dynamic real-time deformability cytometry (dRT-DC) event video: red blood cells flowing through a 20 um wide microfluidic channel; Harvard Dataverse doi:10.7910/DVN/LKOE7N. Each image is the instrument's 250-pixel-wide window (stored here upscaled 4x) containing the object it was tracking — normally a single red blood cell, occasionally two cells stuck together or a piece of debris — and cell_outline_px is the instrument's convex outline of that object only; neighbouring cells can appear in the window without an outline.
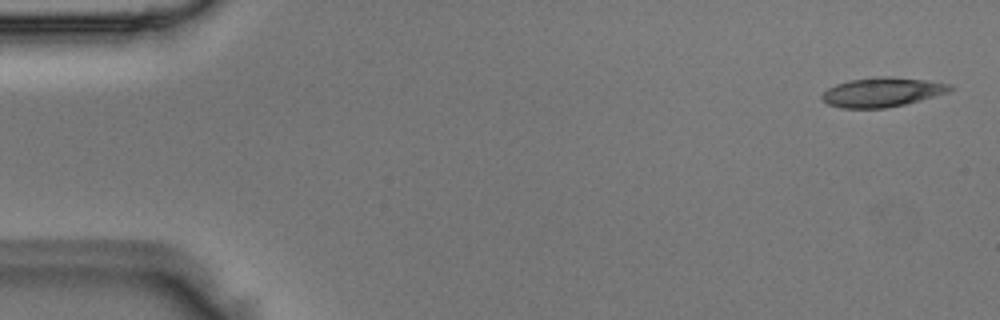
{"species": "Egyptian fruit bat (a non-hibernating species)", "species_latin": "Rousettus aegyptiacus", "temperature_condition": "room temperature", "stored_images_in_passage": 4, "camera_frame_rate_fps": 3000, "um_per_image_px": 0.085, "animal": {"sex": "male"}, "frame": {"image": 1, "passage_image": 1, "time_ms": 0.0, "image_size_px": [1000, 320], "cell_outline_px": [[956, 88], [948, 92], [920, 100], [904, 104], [884, 108], [840, 108], [828, 104], [820, 96], [828, 88], [836, 84], [848, 80], [876, 76], [892, 76], [928, 80], [952, 84]], "centroid_in_image_um": [75.01, 7.81], "position_along_channel_um": 10.0, "area_um2": 22.08}}
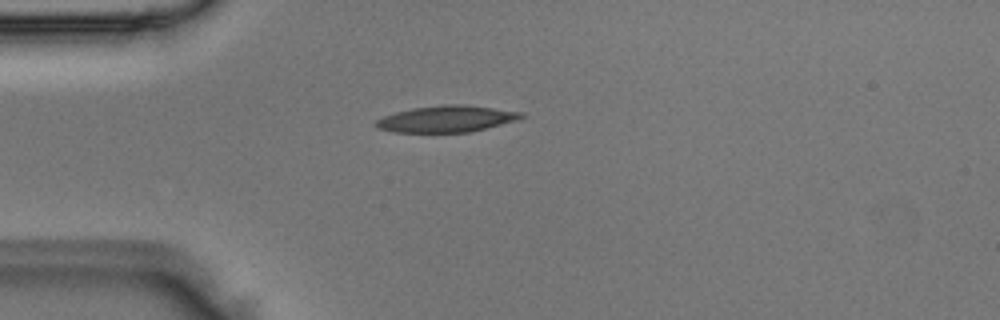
{"frame": {"image": 2, "passage_image": 3, "time_ms": 0.667, "image_size_px": [1000, 320], "cell_outline_px": [[524, 116], [516, 120], [468, 132], [392, 132], [376, 128], [376, 120], [384, 116], [396, 112], [412, 108], [448, 104], [460, 104], [524, 112]], "centroid_in_image_um": [37.91, 10.1], "position_along_channel_um": 47.1, "area_um2": 22.08}}